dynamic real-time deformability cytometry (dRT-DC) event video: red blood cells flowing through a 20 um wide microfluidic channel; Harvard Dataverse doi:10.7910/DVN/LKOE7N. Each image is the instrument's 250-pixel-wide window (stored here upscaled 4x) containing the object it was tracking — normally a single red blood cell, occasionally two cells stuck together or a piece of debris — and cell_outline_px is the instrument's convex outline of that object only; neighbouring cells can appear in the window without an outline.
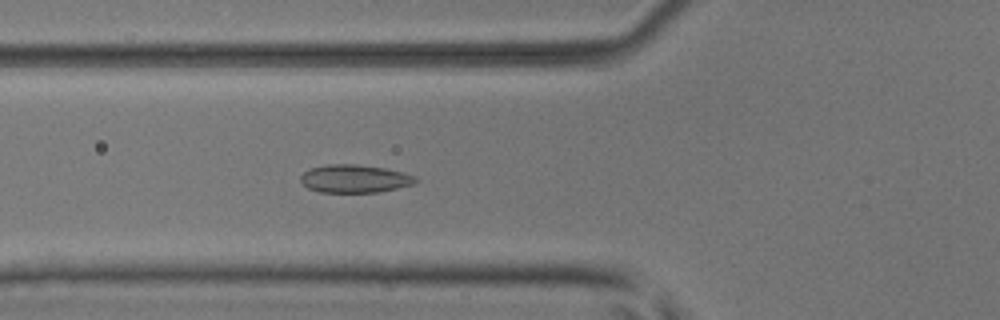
{"species": "common noctule bat (a hibernating species)", "species_latin": "Nyctalus noctula", "temperature_condition": "room temperature", "stored_images_in_passage": 45, "camera_frame_rate_fps": 3000, "um_per_image_px": 0.085, "animal": {"sex": "male", "body_mass_g": 17.9, "forearm_length_mm": 54.2}, "frame": {"image": 1, "passage_image": 13, "time_ms": 4.0, "image_size_px": [1000, 320], "cell_outline_px": [[420, 180], [412, 184], [380, 192], [320, 192], [308, 188], [300, 180], [300, 176], [304, 172], [312, 168], [328, 164], [356, 164], [384, 168], [404, 172], [416, 176]], "centroid_in_image_um": [30.17, 15.18], "position_along_channel_um": 95.6, "area_um2": 18.73}}
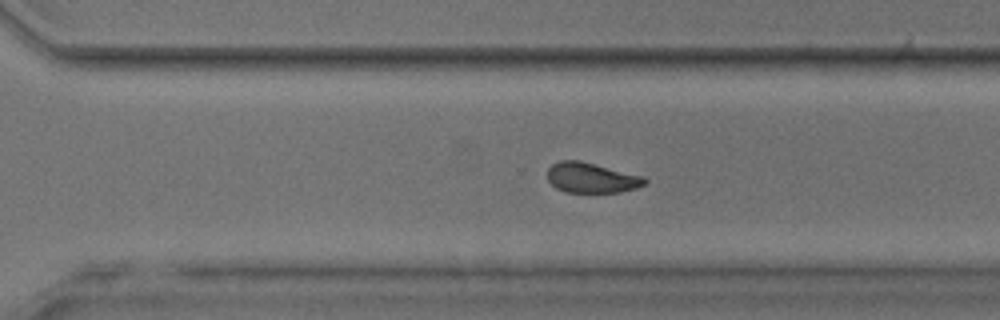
{"frame": {"image": 2, "passage_image": 30, "time_ms": 9.667, "image_size_px": [1000, 320], "cell_outline_px": [[648, 180], [644, 184], [636, 188], [620, 192], [564, 192], [556, 188], [548, 180], [548, 168], [552, 164], [560, 160], [580, 160], [644, 176]], "centroid_in_image_um": [50.27, 15.1], "position_along_channel_um": 320.3, "area_um2": 17.17}}
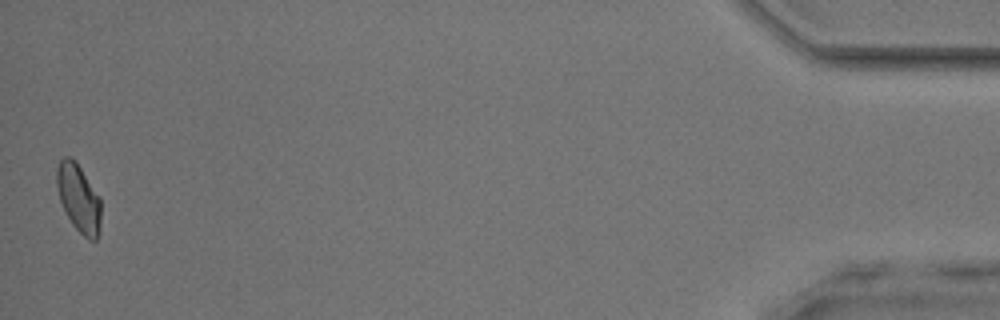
{"frame": {"image": 3, "passage_image": 45, "time_ms": 14.667, "image_size_px": [1000, 320], "cell_outline_px": [[100, 232], [96, 240], [88, 240], [72, 224], [60, 200], [56, 184], [56, 168], [60, 160], [64, 156], [68, 156], [76, 160], [100, 196]], "centroid_in_image_um": [6.69, 16.81], "position_along_channel_um": 428.5, "area_um2": 17.63}, "authors_computed_cell_mechanics": {"area_um2": 17.8602, "velocity_mm_per_s": 3.9723, "shape_relaxation_time_tau1_ms": 8.0865, "shape_relaxation_time_tau2_ms": 1.4009, "deformation_change_tau1": 0.1244, "deformation_change_tau2": 0.0511}}